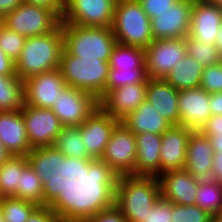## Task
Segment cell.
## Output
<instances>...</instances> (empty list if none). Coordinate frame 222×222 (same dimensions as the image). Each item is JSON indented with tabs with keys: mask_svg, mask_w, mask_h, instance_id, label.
<instances>
[{
	"mask_svg": "<svg viewBox=\"0 0 222 222\" xmlns=\"http://www.w3.org/2000/svg\"><path fill=\"white\" fill-rule=\"evenodd\" d=\"M44 156L71 189H94L97 162L88 154L83 144L80 126H63L53 146Z\"/></svg>",
	"mask_w": 222,
	"mask_h": 222,
	"instance_id": "1",
	"label": "cell"
},
{
	"mask_svg": "<svg viewBox=\"0 0 222 222\" xmlns=\"http://www.w3.org/2000/svg\"><path fill=\"white\" fill-rule=\"evenodd\" d=\"M159 178L124 175L113 178L100 190L129 222H142L161 196Z\"/></svg>",
	"mask_w": 222,
	"mask_h": 222,
	"instance_id": "2",
	"label": "cell"
},
{
	"mask_svg": "<svg viewBox=\"0 0 222 222\" xmlns=\"http://www.w3.org/2000/svg\"><path fill=\"white\" fill-rule=\"evenodd\" d=\"M70 189L45 156L39 155L20 173L18 191L13 197L45 206L57 203Z\"/></svg>",
	"mask_w": 222,
	"mask_h": 222,
	"instance_id": "3",
	"label": "cell"
},
{
	"mask_svg": "<svg viewBox=\"0 0 222 222\" xmlns=\"http://www.w3.org/2000/svg\"><path fill=\"white\" fill-rule=\"evenodd\" d=\"M136 149L135 134L119 122L111 132L102 157L96 163L94 189H100L113 178L134 175Z\"/></svg>",
	"mask_w": 222,
	"mask_h": 222,
	"instance_id": "4",
	"label": "cell"
},
{
	"mask_svg": "<svg viewBox=\"0 0 222 222\" xmlns=\"http://www.w3.org/2000/svg\"><path fill=\"white\" fill-rule=\"evenodd\" d=\"M63 50L61 24L50 33L27 38L15 61L16 76L24 81L31 76L58 69Z\"/></svg>",
	"mask_w": 222,
	"mask_h": 222,
	"instance_id": "5",
	"label": "cell"
},
{
	"mask_svg": "<svg viewBox=\"0 0 222 222\" xmlns=\"http://www.w3.org/2000/svg\"><path fill=\"white\" fill-rule=\"evenodd\" d=\"M64 49L73 56L108 62L117 41L111 27H86L60 22Z\"/></svg>",
	"mask_w": 222,
	"mask_h": 222,
	"instance_id": "6",
	"label": "cell"
},
{
	"mask_svg": "<svg viewBox=\"0 0 222 222\" xmlns=\"http://www.w3.org/2000/svg\"><path fill=\"white\" fill-rule=\"evenodd\" d=\"M109 68L106 61L73 56L65 49L59 66L66 85L87 92L99 101L105 96Z\"/></svg>",
	"mask_w": 222,
	"mask_h": 222,
	"instance_id": "7",
	"label": "cell"
},
{
	"mask_svg": "<svg viewBox=\"0 0 222 222\" xmlns=\"http://www.w3.org/2000/svg\"><path fill=\"white\" fill-rule=\"evenodd\" d=\"M117 43L146 49L154 40L151 21L137 0H117L111 26Z\"/></svg>",
	"mask_w": 222,
	"mask_h": 222,
	"instance_id": "8",
	"label": "cell"
},
{
	"mask_svg": "<svg viewBox=\"0 0 222 222\" xmlns=\"http://www.w3.org/2000/svg\"><path fill=\"white\" fill-rule=\"evenodd\" d=\"M108 64L105 95L118 87L148 82L144 48L116 43Z\"/></svg>",
	"mask_w": 222,
	"mask_h": 222,
	"instance_id": "9",
	"label": "cell"
},
{
	"mask_svg": "<svg viewBox=\"0 0 222 222\" xmlns=\"http://www.w3.org/2000/svg\"><path fill=\"white\" fill-rule=\"evenodd\" d=\"M71 201L72 213L80 222H129L100 189L74 187Z\"/></svg>",
	"mask_w": 222,
	"mask_h": 222,
	"instance_id": "10",
	"label": "cell"
},
{
	"mask_svg": "<svg viewBox=\"0 0 222 222\" xmlns=\"http://www.w3.org/2000/svg\"><path fill=\"white\" fill-rule=\"evenodd\" d=\"M61 18L51 9L23 2L3 17V25L29 38L52 32Z\"/></svg>",
	"mask_w": 222,
	"mask_h": 222,
	"instance_id": "11",
	"label": "cell"
},
{
	"mask_svg": "<svg viewBox=\"0 0 222 222\" xmlns=\"http://www.w3.org/2000/svg\"><path fill=\"white\" fill-rule=\"evenodd\" d=\"M31 147L45 155L60 134L62 124L50 108L24 105L21 109Z\"/></svg>",
	"mask_w": 222,
	"mask_h": 222,
	"instance_id": "12",
	"label": "cell"
},
{
	"mask_svg": "<svg viewBox=\"0 0 222 222\" xmlns=\"http://www.w3.org/2000/svg\"><path fill=\"white\" fill-rule=\"evenodd\" d=\"M117 0H65L61 22L86 27H111Z\"/></svg>",
	"mask_w": 222,
	"mask_h": 222,
	"instance_id": "13",
	"label": "cell"
},
{
	"mask_svg": "<svg viewBox=\"0 0 222 222\" xmlns=\"http://www.w3.org/2000/svg\"><path fill=\"white\" fill-rule=\"evenodd\" d=\"M98 107L99 100L93 95L67 85L50 109L62 126H80Z\"/></svg>",
	"mask_w": 222,
	"mask_h": 222,
	"instance_id": "14",
	"label": "cell"
},
{
	"mask_svg": "<svg viewBox=\"0 0 222 222\" xmlns=\"http://www.w3.org/2000/svg\"><path fill=\"white\" fill-rule=\"evenodd\" d=\"M186 54L185 37L153 40L145 49L148 78L164 79Z\"/></svg>",
	"mask_w": 222,
	"mask_h": 222,
	"instance_id": "15",
	"label": "cell"
},
{
	"mask_svg": "<svg viewBox=\"0 0 222 222\" xmlns=\"http://www.w3.org/2000/svg\"><path fill=\"white\" fill-rule=\"evenodd\" d=\"M194 0H178L168 10L151 18L154 40L186 37L190 29L191 10Z\"/></svg>",
	"mask_w": 222,
	"mask_h": 222,
	"instance_id": "16",
	"label": "cell"
},
{
	"mask_svg": "<svg viewBox=\"0 0 222 222\" xmlns=\"http://www.w3.org/2000/svg\"><path fill=\"white\" fill-rule=\"evenodd\" d=\"M60 69H53L24 80L25 105L51 108L66 87Z\"/></svg>",
	"mask_w": 222,
	"mask_h": 222,
	"instance_id": "17",
	"label": "cell"
},
{
	"mask_svg": "<svg viewBox=\"0 0 222 222\" xmlns=\"http://www.w3.org/2000/svg\"><path fill=\"white\" fill-rule=\"evenodd\" d=\"M120 121L98 107L80 125L81 139L88 154L98 162L109 142L111 132Z\"/></svg>",
	"mask_w": 222,
	"mask_h": 222,
	"instance_id": "18",
	"label": "cell"
},
{
	"mask_svg": "<svg viewBox=\"0 0 222 222\" xmlns=\"http://www.w3.org/2000/svg\"><path fill=\"white\" fill-rule=\"evenodd\" d=\"M209 100L210 93L200 87L179 90V125L193 131L201 130L212 116Z\"/></svg>",
	"mask_w": 222,
	"mask_h": 222,
	"instance_id": "19",
	"label": "cell"
},
{
	"mask_svg": "<svg viewBox=\"0 0 222 222\" xmlns=\"http://www.w3.org/2000/svg\"><path fill=\"white\" fill-rule=\"evenodd\" d=\"M221 23L222 7L203 0H194L187 36L205 44L215 45Z\"/></svg>",
	"mask_w": 222,
	"mask_h": 222,
	"instance_id": "20",
	"label": "cell"
},
{
	"mask_svg": "<svg viewBox=\"0 0 222 222\" xmlns=\"http://www.w3.org/2000/svg\"><path fill=\"white\" fill-rule=\"evenodd\" d=\"M0 141L11 156H39L28 140L21 110L0 111Z\"/></svg>",
	"mask_w": 222,
	"mask_h": 222,
	"instance_id": "21",
	"label": "cell"
},
{
	"mask_svg": "<svg viewBox=\"0 0 222 222\" xmlns=\"http://www.w3.org/2000/svg\"><path fill=\"white\" fill-rule=\"evenodd\" d=\"M192 131L183 125H172L162 134L160 174L184 169L188 141Z\"/></svg>",
	"mask_w": 222,
	"mask_h": 222,
	"instance_id": "22",
	"label": "cell"
},
{
	"mask_svg": "<svg viewBox=\"0 0 222 222\" xmlns=\"http://www.w3.org/2000/svg\"><path fill=\"white\" fill-rule=\"evenodd\" d=\"M147 82L131 84L110 90L100 101L99 107L119 121L136 110L146 100Z\"/></svg>",
	"mask_w": 222,
	"mask_h": 222,
	"instance_id": "23",
	"label": "cell"
},
{
	"mask_svg": "<svg viewBox=\"0 0 222 222\" xmlns=\"http://www.w3.org/2000/svg\"><path fill=\"white\" fill-rule=\"evenodd\" d=\"M159 181L161 197L180 205H195L199 179L185 169L161 174Z\"/></svg>",
	"mask_w": 222,
	"mask_h": 222,
	"instance_id": "24",
	"label": "cell"
},
{
	"mask_svg": "<svg viewBox=\"0 0 222 222\" xmlns=\"http://www.w3.org/2000/svg\"><path fill=\"white\" fill-rule=\"evenodd\" d=\"M214 150L209 138L200 130L192 131L186 152L184 169L200 180L210 179Z\"/></svg>",
	"mask_w": 222,
	"mask_h": 222,
	"instance_id": "25",
	"label": "cell"
},
{
	"mask_svg": "<svg viewBox=\"0 0 222 222\" xmlns=\"http://www.w3.org/2000/svg\"><path fill=\"white\" fill-rule=\"evenodd\" d=\"M178 94L165 79H148L146 100L172 125H179Z\"/></svg>",
	"mask_w": 222,
	"mask_h": 222,
	"instance_id": "26",
	"label": "cell"
},
{
	"mask_svg": "<svg viewBox=\"0 0 222 222\" xmlns=\"http://www.w3.org/2000/svg\"><path fill=\"white\" fill-rule=\"evenodd\" d=\"M135 137L137 144V156L134 175L157 177L160 173V149L162 135L149 132L137 134Z\"/></svg>",
	"mask_w": 222,
	"mask_h": 222,
	"instance_id": "27",
	"label": "cell"
},
{
	"mask_svg": "<svg viewBox=\"0 0 222 222\" xmlns=\"http://www.w3.org/2000/svg\"><path fill=\"white\" fill-rule=\"evenodd\" d=\"M120 122L135 135L149 132L162 135L172 126L147 100Z\"/></svg>",
	"mask_w": 222,
	"mask_h": 222,
	"instance_id": "28",
	"label": "cell"
},
{
	"mask_svg": "<svg viewBox=\"0 0 222 222\" xmlns=\"http://www.w3.org/2000/svg\"><path fill=\"white\" fill-rule=\"evenodd\" d=\"M203 69L201 63L186 54L164 79L178 91L200 87Z\"/></svg>",
	"mask_w": 222,
	"mask_h": 222,
	"instance_id": "29",
	"label": "cell"
},
{
	"mask_svg": "<svg viewBox=\"0 0 222 222\" xmlns=\"http://www.w3.org/2000/svg\"><path fill=\"white\" fill-rule=\"evenodd\" d=\"M36 156H10L0 166V197H12L18 191L20 173Z\"/></svg>",
	"mask_w": 222,
	"mask_h": 222,
	"instance_id": "30",
	"label": "cell"
},
{
	"mask_svg": "<svg viewBox=\"0 0 222 222\" xmlns=\"http://www.w3.org/2000/svg\"><path fill=\"white\" fill-rule=\"evenodd\" d=\"M24 105V81L18 76L0 75V111L14 112Z\"/></svg>",
	"mask_w": 222,
	"mask_h": 222,
	"instance_id": "31",
	"label": "cell"
},
{
	"mask_svg": "<svg viewBox=\"0 0 222 222\" xmlns=\"http://www.w3.org/2000/svg\"><path fill=\"white\" fill-rule=\"evenodd\" d=\"M195 205L212 217L222 209V184L212 179H199Z\"/></svg>",
	"mask_w": 222,
	"mask_h": 222,
	"instance_id": "32",
	"label": "cell"
},
{
	"mask_svg": "<svg viewBox=\"0 0 222 222\" xmlns=\"http://www.w3.org/2000/svg\"><path fill=\"white\" fill-rule=\"evenodd\" d=\"M72 214L71 189L57 202L38 206L26 222H64Z\"/></svg>",
	"mask_w": 222,
	"mask_h": 222,
	"instance_id": "33",
	"label": "cell"
},
{
	"mask_svg": "<svg viewBox=\"0 0 222 222\" xmlns=\"http://www.w3.org/2000/svg\"><path fill=\"white\" fill-rule=\"evenodd\" d=\"M38 206L16 197L0 198V211L5 222H26Z\"/></svg>",
	"mask_w": 222,
	"mask_h": 222,
	"instance_id": "34",
	"label": "cell"
},
{
	"mask_svg": "<svg viewBox=\"0 0 222 222\" xmlns=\"http://www.w3.org/2000/svg\"><path fill=\"white\" fill-rule=\"evenodd\" d=\"M185 40L187 55L196 59L202 66L206 67L222 61L214 44H205L188 36L185 37Z\"/></svg>",
	"mask_w": 222,
	"mask_h": 222,
	"instance_id": "35",
	"label": "cell"
},
{
	"mask_svg": "<svg viewBox=\"0 0 222 222\" xmlns=\"http://www.w3.org/2000/svg\"><path fill=\"white\" fill-rule=\"evenodd\" d=\"M26 39L4 25L0 27V48L14 62L19 58Z\"/></svg>",
	"mask_w": 222,
	"mask_h": 222,
	"instance_id": "36",
	"label": "cell"
},
{
	"mask_svg": "<svg viewBox=\"0 0 222 222\" xmlns=\"http://www.w3.org/2000/svg\"><path fill=\"white\" fill-rule=\"evenodd\" d=\"M172 222H213V217L197 205L173 203Z\"/></svg>",
	"mask_w": 222,
	"mask_h": 222,
	"instance_id": "37",
	"label": "cell"
},
{
	"mask_svg": "<svg viewBox=\"0 0 222 222\" xmlns=\"http://www.w3.org/2000/svg\"><path fill=\"white\" fill-rule=\"evenodd\" d=\"M200 88L208 93L222 92V61L203 69Z\"/></svg>",
	"mask_w": 222,
	"mask_h": 222,
	"instance_id": "38",
	"label": "cell"
},
{
	"mask_svg": "<svg viewBox=\"0 0 222 222\" xmlns=\"http://www.w3.org/2000/svg\"><path fill=\"white\" fill-rule=\"evenodd\" d=\"M173 203L161 196L142 222H172Z\"/></svg>",
	"mask_w": 222,
	"mask_h": 222,
	"instance_id": "39",
	"label": "cell"
},
{
	"mask_svg": "<svg viewBox=\"0 0 222 222\" xmlns=\"http://www.w3.org/2000/svg\"><path fill=\"white\" fill-rule=\"evenodd\" d=\"M148 17L154 18L155 14L168 10L178 0H137Z\"/></svg>",
	"mask_w": 222,
	"mask_h": 222,
	"instance_id": "40",
	"label": "cell"
},
{
	"mask_svg": "<svg viewBox=\"0 0 222 222\" xmlns=\"http://www.w3.org/2000/svg\"><path fill=\"white\" fill-rule=\"evenodd\" d=\"M200 131L208 138L222 134V115H212Z\"/></svg>",
	"mask_w": 222,
	"mask_h": 222,
	"instance_id": "41",
	"label": "cell"
},
{
	"mask_svg": "<svg viewBox=\"0 0 222 222\" xmlns=\"http://www.w3.org/2000/svg\"><path fill=\"white\" fill-rule=\"evenodd\" d=\"M23 2L47 7L53 10L60 18L65 7V0H23Z\"/></svg>",
	"mask_w": 222,
	"mask_h": 222,
	"instance_id": "42",
	"label": "cell"
},
{
	"mask_svg": "<svg viewBox=\"0 0 222 222\" xmlns=\"http://www.w3.org/2000/svg\"><path fill=\"white\" fill-rule=\"evenodd\" d=\"M0 75L16 76L15 62L0 48Z\"/></svg>",
	"mask_w": 222,
	"mask_h": 222,
	"instance_id": "43",
	"label": "cell"
},
{
	"mask_svg": "<svg viewBox=\"0 0 222 222\" xmlns=\"http://www.w3.org/2000/svg\"><path fill=\"white\" fill-rule=\"evenodd\" d=\"M222 184V152H215L212 161L211 178Z\"/></svg>",
	"mask_w": 222,
	"mask_h": 222,
	"instance_id": "44",
	"label": "cell"
},
{
	"mask_svg": "<svg viewBox=\"0 0 222 222\" xmlns=\"http://www.w3.org/2000/svg\"><path fill=\"white\" fill-rule=\"evenodd\" d=\"M209 106L212 115H222V92L210 94Z\"/></svg>",
	"mask_w": 222,
	"mask_h": 222,
	"instance_id": "45",
	"label": "cell"
},
{
	"mask_svg": "<svg viewBox=\"0 0 222 222\" xmlns=\"http://www.w3.org/2000/svg\"><path fill=\"white\" fill-rule=\"evenodd\" d=\"M22 3L23 0H0V16L4 17Z\"/></svg>",
	"mask_w": 222,
	"mask_h": 222,
	"instance_id": "46",
	"label": "cell"
},
{
	"mask_svg": "<svg viewBox=\"0 0 222 222\" xmlns=\"http://www.w3.org/2000/svg\"><path fill=\"white\" fill-rule=\"evenodd\" d=\"M211 146L215 152H222V134H215L209 138Z\"/></svg>",
	"mask_w": 222,
	"mask_h": 222,
	"instance_id": "47",
	"label": "cell"
},
{
	"mask_svg": "<svg viewBox=\"0 0 222 222\" xmlns=\"http://www.w3.org/2000/svg\"><path fill=\"white\" fill-rule=\"evenodd\" d=\"M215 46L217 47L218 52H219V56L222 59V23H221V25L219 27L218 34L216 36Z\"/></svg>",
	"mask_w": 222,
	"mask_h": 222,
	"instance_id": "48",
	"label": "cell"
},
{
	"mask_svg": "<svg viewBox=\"0 0 222 222\" xmlns=\"http://www.w3.org/2000/svg\"><path fill=\"white\" fill-rule=\"evenodd\" d=\"M11 156L0 141V166Z\"/></svg>",
	"mask_w": 222,
	"mask_h": 222,
	"instance_id": "49",
	"label": "cell"
},
{
	"mask_svg": "<svg viewBox=\"0 0 222 222\" xmlns=\"http://www.w3.org/2000/svg\"><path fill=\"white\" fill-rule=\"evenodd\" d=\"M213 222H222V209L213 216Z\"/></svg>",
	"mask_w": 222,
	"mask_h": 222,
	"instance_id": "50",
	"label": "cell"
},
{
	"mask_svg": "<svg viewBox=\"0 0 222 222\" xmlns=\"http://www.w3.org/2000/svg\"><path fill=\"white\" fill-rule=\"evenodd\" d=\"M64 222H80L79 219L72 213Z\"/></svg>",
	"mask_w": 222,
	"mask_h": 222,
	"instance_id": "51",
	"label": "cell"
},
{
	"mask_svg": "<svg viewBox=\"0 0 222 222\" xmlns=\"http://www.w3.org/2000/svg\"><path fill=\"white\" fill-rule=\"evenodd\" d=\"M203 1L213 3L222 7V0H203Z\"/></svg>",
	"mask_w": 222,
	"mask_h": 222,
	"instance_id": "52",
	"label": "cell"
},
{
	"mask_svg": "<svg viewBox=\"0 0 222 222\" xmlns=\"http://www.w3.org/2000/svg\"><path fill=\"white\" fill-rule=\"evenodd\" d=\"M0 222H5V220H4V218H3L2 214H1V211H0Z\"/></svg>",
	"mask_w": 222,
	"mask_h": 222,
	"instance_id": "53",
	"label": "cell"
},
{
	"mask_svg": "<svg viewBox=\"0 0 222 222\" xmlns=\"http://www.w3.org/2000/svg\"><path fill=\"white\" fill-rule=\"evenodd\" d=\"M3 25V17L0 16V27Z\"/></svg>",
	"mask_w": 222,
	"mask_h": 222,
	"instance_id": "54",
	"label": "cell"
}]
</instances>
